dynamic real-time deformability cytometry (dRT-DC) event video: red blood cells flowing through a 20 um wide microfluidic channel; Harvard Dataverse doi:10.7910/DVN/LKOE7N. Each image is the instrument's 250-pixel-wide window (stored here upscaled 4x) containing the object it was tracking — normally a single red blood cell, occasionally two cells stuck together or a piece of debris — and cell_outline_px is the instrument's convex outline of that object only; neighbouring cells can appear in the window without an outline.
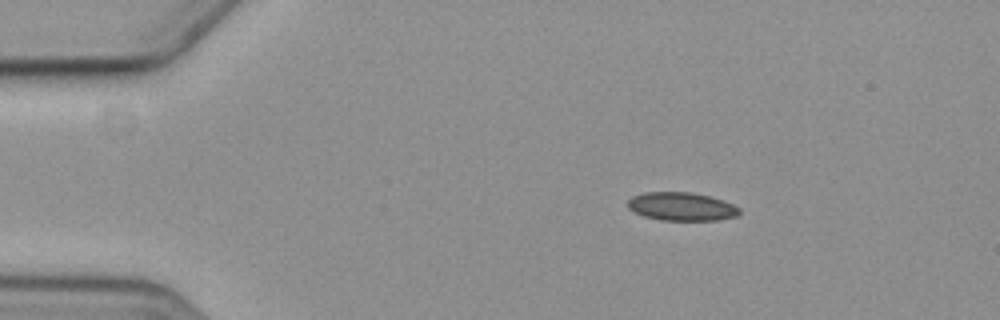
{"species": "common noctule bat (a hibernating species)", "species_latin": "Nyctalus noctula", "temperature_condition": "cold", "stored_images_in_passage": 5, "camera_frame_rate_fps": 3000, "um_per_image_px": 0.085, "animal": {"sex": "female", "body_mass_g": 19.3, "forearm_length_mm": 54.1}, "frame": {"image": 1, "passage_image": 1, "time_ms": 0.0, "image_size_px": [1000, 320], "cell_outline_px": [[740, 212], [736, 216], [720, 220], [660, 220], [644, 216], [632, 212], [628, 208], [628, 200], [632, 196], [644, 192], [688, 192], [708, 196], [724, 200], [740, 208]], "centroid_in_image_um": [57.91, 17.56], "position_along_channel_um": 27.1, "area_um2": 18.5}}
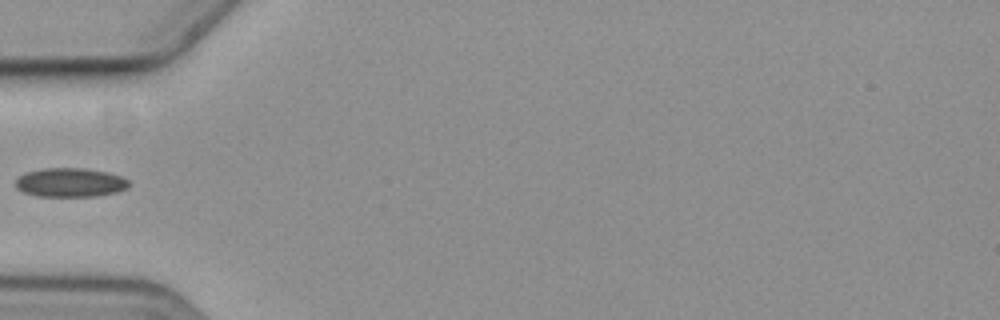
{"frame": {"image": 2, "passage_image": 4, "time_ms": 3.333, "image_size_px": [1000, 320], "cell_outline_px": [[128, 188], [116, 192], [96, 196], [36, 196], [24, 192], [16, 188], [16, 180], [20, 176], [28, 172], [44, 168], [84, 168], [108, 172], [120, 176], [128, 180]], "centroid_in_image_um": [5.98, 15.51], "position_along_channel_um": 79.0, "area_um2": 19.02}}
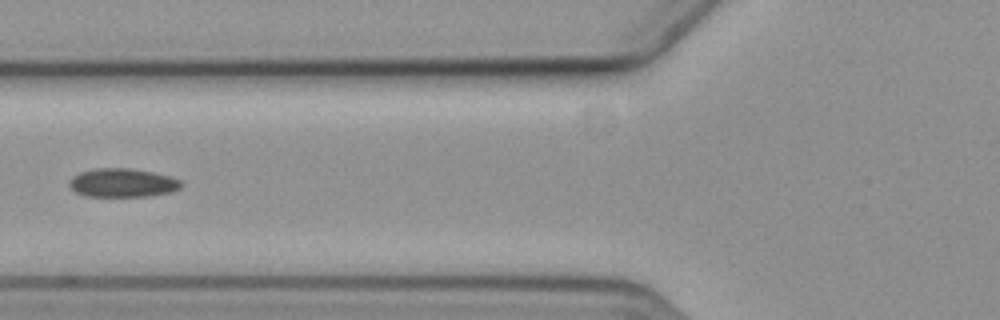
{"frame": {"image": 3, "passage_image": 5, "time_ms": 4.333, "image_size_px": [1000, 320], "cell_outline_px": [[180, 188], [168, 192], [148, 196], [88, 196], [76, 192], [68, 184], [72, 176], [80, 172], [96, 168], [128, 168], [152, 172], [172, 176], [180, 180]], "centroid_in_image_um": [10.39, 15.53], "position_along_channel_um": 115.4, "area_um2": 18.5}}